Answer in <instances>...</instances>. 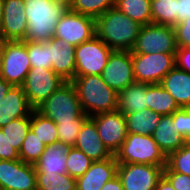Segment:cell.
<instances>
[{
    "label": "cell",
    "mask_w": 190,
    "mask_h": 190,
    "mask_svg": "<svg viewBox=\"0 0 190 190\" xmlns=\"http://www.w3.org/2000/svg\"><path fill=\"white\" fill-rule=\"evenodd\" d=\"M163 176L171 183L175 190H190V176L172 171L167 165Z\"/></svg>",
    "instance_id": "obj_39"
},
{
    "label": "cell",
    "mask_w": 190,
    "mask_h": 190,
    "mask_svg": "<svg viewBox=\"0 0 190 190\" xmlns=\"http://www.w3.org/2000/svg\"><path fill=\"white\" fill-rule=\"evenodd\" d=\"M4 43H5V39L3 38L2 34L0 33V51H2Z\"/></svg>",
    "instance_id": "obj_49"
},
{
    "label": "cell",
    "mask_w": 190,
    "mask_h": 190,
    "mask_svg": "<svg viewBox=\"0 0 190 190\" xmlns=\"http://www.w3.org/2000/svg\"><path fill=\"white\" fill-rule=\"evenodd\" d=\"M70 146L61 141L46 146L40 159L34 164L35 172L67 174L66 160Z\"/></svg>",
    "instance_id": "obj_20"
},
{
    "label": "cell",
    "mask_w": 190,
    "mask_h": 190,
    "mask_svg": "<svg viewBox=\"0 0 190 190\" xmlns=\"http://www.w3.org/2000/svg\"><path fill=\"white\" fill-rule=\"evenodd\" d=\"M114 7L142 26L152 23L151 0H115Z\"/></svg>",
    "instance_id": "obj_26"
},
{
    "label": "cell",
    "mask_w": 190,
    "mask_h": 190,
    "mask_svg": "<svg viewBox=\"0 0 190 190\" xmlns=\"http://www.w3.org/2000/svg\"><path fill=\"white\" fill-rule=\"evenodd\" d=\"M50 43L51 69L63 80L71 81L75 77V46L53 37Z\"/></svg>",
    "instance_id": "obj_17"
},
{
    "label": "cell",
    "mask_w": 190,
    "mask_h": 190,
    "mask_svg": "<svg viewBox=\"0 0 190 190\" xmlns=\"http://www.w3.org/2000/svg\"><path fill=\"white\" fill-rule=\"evenodd\" d=\"M118 162L115 156L93 161L90 168L76 178V190H101L103 185L117 176Z\"/></svg>",
    "instance_id": "obj_16"
},
{
    "label": "cell",
    "mask_w": 190,
    "mask_h": 190,
    "mask_svg": "<svg viewBox=\"0 0 190 190\" xmlns=\"http://www.w3.org/2000/svg\"><path fill=\"white\" fill-rule=\"evenodd\" d=\"M101 190H124L122 182L118 176L114 177L112 180L106 182Z\"/></svg>",
    "instance_id": "obj_45"
},
{
    "label": "cell",
    "mask_w": 190,
    "mask_h": 190,
    "mask_svg": "<svg viewBox=\"0 0 190 190\" xmlns=\"http://www.w3.org/2000/svg\"><path fill=\"white\" fill-rule=\"evenodd\" d=\"M174 98L179 107L190 108V74L176 66L159 83Z\"/></svg>",
    "instance_id": "obj_21"
},
{
    "label": "cell",
    "mask_w": 190,
    "mask_h": 190,
    "mask_svg": "<svg viewBox=\"0 0 190 190\" xmlns=\"http://www.w3.org/2000/svg\"><path fill=\"white\" fill-rule=\"evenodd\" d=\"M0 77L13 86H22L31 65L27 53V41H5Z\"/></svg>",
    "instance_id": "obj_10"
},
{
    "label": "cell",
    "mask_w": 190,
    "mask_h": 190,
    "mask_svg": "<svg viewBox=\"0 0 190 190\" xmlns=\"http://www.w3.org/2000/svg\"><path fill=\"white\" fill-rule=\"evenodd\" d=\"M24 4L28 22L25 41L47 42L52 39L57 21L68 6L54 0H24Z\"/></svg>",
    "instance_id": "obj_3"
},
{
    "label": "cell",
    "mask_w": 190,
    "mask_h": 190,
    "mask_svg": "<svg viewBox=\"0 0 190 190\" xmlns=\"http://www.w3.org/2000/svg\"><path fill=\"white\" fill-rule=\"evenodd\" d=\"M63 83L65 80L52 69L31 67L22 88L29 104L35 109Z\"/></svg>",
    "instance_id": "obj_11"
},
{
    "label": "cell",
    "mask_w": 190,
    "mask_h": 190,
    "mask_svg": "<svg viewBox=\"0 0 190 190\" xmlns=\"http://www.w3.org/2000/svg\"><path fill=\"white\" fill-rule=\"evenodd\" d=\"M147 108L160 115H171L180 107L160 84H147Z\"/></svg>",
    "instance_id": "obj_24"
},
{
    "label": "cell",
    "mask_w": 190,
    "mask_h": 190,
    "mask_svg": "<svg viewBox=\"0 0 190 190\" xmlns=\"http://www.w3.org/2000/svg\"><path fill=\"white\" fill-rule=\"evenodd\" d=\"M13 160H0V190H12Z\"/></svg>",
    "instance_id": "obj_41"
},
{
    "label": "cell",
    "mask_w": 190,
    "mask_h": 190,
    "mask_svg": "<svg viewBox=\"0 0 190 190\" xmlns=\"http://www.w3.org/2000/svg\"><path fill=\"white\" fill-rule=\"evenodd\" d=\"M27 25L24 0H4L0 33L5 41H25Z\"/></svg>",
    "instance_id": "obj_15"
},
{
    "label": "cell",
    "mask_w": 190,
    "mask_h": 190,
    "mask_svg": "<svg viewBox=\"0 0 190 190\" xmlns=\"http://www.w3.org/2000/svg\"><path fill=\"white\" fill-rule=\"evenodd\" d=\"M177 48L174 27L151 23L141 27L131 53H176Z\"/></svg>",
    "instance_id": "obj_6"
},
{
    "label": "cell",
    "mask_w": 190,
    "mask_h": 190,
    "mask_svg": "<svg viewBox=\"0 0 190 190\" xmlns=\"http://www.w3.org/2000/svg\"><path fill=\"white\" fill-rule=\"evenodd\" d=\"M90 118L96 124L101 141L115 155L128 135L125 115L116 110L99 113Z\"/></svg>",
    "instance_id": "obj_13"
},
{
    "label": "cell",
    "mask_w": 190,
    "mask_h": 190,
    "mask_svg": "<svg viewBox=\"0 0 190 190\" xmlns=\"http://www.w3.org/2000/svg\"><path fill=\"white\" fill-rule=\"evenodd\" d=\"M101 77L117 93L134 83L131 51L113 50L101 73Z\"/></svg>",
    "instance_id": "obj_14"
},
{
    "label": "cell",
    "mask_w": 190,
    "mask_h": 190,
    "mask_svg": "<svg viewBox=\"0 0 190 190\" xmlns=\"http://www.w3.org/2000/svg\"><path fill=\"white\" fill-rule=\"evenodd\" d=\"M13 87L12 84L0 77V101L5 97L7 92Z\"/></svg>",
    "instance_id": "obj_46"
},
{
    "label": "cell",
    "mask_w": 190,
    "mask_h": 190,
    "mask_svg": "<svg viewBox=\"0 0 190 190\" xmlns=\"http://www.w3.org/2000/svg\"><path fill=\"white\" fill-rule=\"evenodd\" d=\"M114 156L118 163H139L155 166H166L167 164V156L154 141L152 135L128 133Z\"/></svg>",
    "instance_id": "obj_5"
},
{
    "label": "cell",
    "mask_w": 190,
    "mask_h": 190,
    "mask_svg": "<svg viewBox=\"0 0 190 190\" xmlns=\"http://www.w3.org/2000/svg\"><path fill=\"white\" fill-rule=\"evenodd\" d=\"M37 112L55 121L87 120L71 81H65L48 99L35 108Z\"/></svg>",
    "instance_id": "obj_4"
},
{
    "label": "cell",
    "mask_w": 190,
    "mask_h": 190,
    "mask_svg": "<svg viewBox=\"0 0 190 190\" xmlns=\"http://www.w3.org/2000/svg\"><path fill=\"white\" fill-rule=\"evenodd\" d=\"M95 35L96 19L67 9L57 21L53 37L76 47Z\"/></svg>",
    "instance_id": "obj_8"
},
{
    "label": "cell",
    "mask_w": 190,
    "mask_h": 190,
    "mask_svg": "<svg viewBox=\"0 0 190 190\" xmlns=\"http://www.w3.org/2000/svg\"><path fill=\"white\" fill-rule=\"evenodd\" d=\"M2 62H3V53H2V51H0V75H1V71H2Z\"/></svg>",
    "instance_id": "obj_51"
},
{
    "label": "cell",
    "mask_w": 190,
    "mask_h": 190,
    "mask_svg": "<svg viewBox=\"0 0 190 190\" xmlns=\"http://www.w3.org/2000/svg\"><path fill=\"white\" fill-rule=\"evenodd\" d=\"M12 190H37L34 164L13 160Z\"/></svg>",
    "instance_id": "obj_27"
},
{
    "label": "cell",
    "mask_w": 190,
    "mask_h": 190,
    "mask_svg": "<svg viewBox=\"0 0 190 190\" xmlns=\"http://www.w3.org/2000/svg\"><path fill=\"white\" fill-rule=\"evenodd\" d=\"M172 171L190 176V142L167 156V164Z\"/></svg>",
    "instance_id": "obj_36"
},
{
    "label": "cell",
    "mask_w": 190,
    "mask_h": 190,
    "mask_svg": "<svg viewBox=\"0 0 190 190\" xmlns=\"http://www.w3.org/2000/svg\"><path fill=\"white\" fill-rule=\"evenodd\" d=\"M45 148L46 145L30 128L19 151V159L24 163L35 164L40 159Z\"/></svg>",
    "instance_id": "obj_33"
},
{
    "label": "cell",
    "mask_w": 190,
    "mask_h": 190,
    "mask_svg": "<svg viewBox=\"0 0 190 190\" xmlns=\"http://www.w3.org/2000/svg\"><path fill=\"white\" fill-rule=\"evenodd\" d=\"M141 27L116 7L96 19V35L112 50L131 51Z\"/></svg>",
    "instance_id": "obj_1"
},
{
    "label": "cell",
    "mask_w": 190,
    "mask_h": 190,
    "mask_svg": "<svg viewBox=\"0 0 190 190\" xmlns=\"http://www.w3.org/2000/svg\"><path fill=\"white\" fill-rule=\"evenodd\" d=\"M33 110L22 86H13L0 101V128L14 119L29 116Z\"/></svg>",
    "instance_id": "obj_19"
},
{
    "label": "cell",
    "mask_w": 190,
    "mask_h": 190,
    "mask_svg": "<svg viewBox=\"0 0 190 190\" xmlns=\"http://www.w3.org/2000/svg\"><path fill=\"white\" fill-rule=\"evenodd\" d=\"M176 67L190 74V47H178L175 55Z\"/></svg>",
    "instance_id": "obj_43"
},
{
    "label": "cell",
    "mask_w": 190,
    "mask_h": 190,
    "mask_svg": "<svg viewBox=\"0 0 190 190\" xmlns=\"http://www.w3.org/2000/svg\"><path fill=\"white\" fill-rule=\"evenodd\" d=\"M0 160H19V151L12 147L0 129Z\"/></svg>",
    "instance_id": "obj_42"
},
{
    "label": "cell",
    "mask_w": 190,
    "mask_h": 190,
    "mask_svg": "<svg viewBox=\"0 0 190 190\" xmlns=\"http://www.w3.org/2000/svg\"><path fill=\"white\" fill-rule=\"evenodd\" d=\"M27 53L31 67L51 69L50 43L27 41Z\"/></svg>",
    "instance_id": "obj_34"
},
{
    "label": "cell",
    "mask_w": 190,
    "mask_h": 190,
    "mask_svg": "<svg viewBox=\"0 0 190 190\" xmlns=\"http://www.w3.org/2000/svg\"><path fill=\"white\" fill-rule=\"evenodd\" d=\"M115 6V0H72L68 9L97 19Z\"/></svg>",
    "instance_id": "obj_32"
},
{
    "label": "cell",
    "mask_w": 190,
    "mask_h": 190,
    "mask_svg": "<svg viewBox=\"0 0 190 190\" xmlns=\"http://www.w3.org/2000/svg\"><path fill=\"white\" fill-rule=\"evenodd\" d=\"M93 160L79 149L70 147L67 153L66 169L67 174L78 178L82 176L91 166Z\"/></svg>",
    "instance_id": "obj_35"
},
{
    "label": "cell",
    "mask_w": 190,
    "mask_h": 190,
    "mask_svg": "<svg viewBox=\"0 0 190 190\" xmlns=\"http://www.w3.org/2000/svg\"><path fill=\"white\" fill-rule=\"evenodd\" d=\"M30 128L46 146L58 141L57 124L35 109L31 112Z\"/></svg>",
    "instance_id": "obj_29"
},
{
    "label": "cell",
    "mask_w": 190,
    "mask_h": 190,
    "mask_svg": "<svg viewBox=\"0 0 190 190\" xmlns=\"http://www.w3.org/2000/svg\"><path fill=\"white\" fill-rule=\"evenodd\" d=\"M54 1L62 2V3H64L65 5L69 6V4L71 3L72 0H54Z\"/></svg>",
    "instance_id": "obj_50"
},
{
    "label": "cell",
    "mask_w": 190,
    "mask_h": 190,
    "mask_svg": "<svg viewBox=\"0 0 190 190\" xmlns=\"http://www.w3.org/2000/svg\"><path fill=\"white\" fill-rule=\"evenodd\" d=\"M152 136L166 156L187 143L184 137L176 132L175 123H173V114L161 116L159 124L156 126Z\"/></svg>",
    "instance_id": "obj_22"
},
{
    "label": "cell",
    "mask_w": 190,
    "mask_h": 190,
    "mask_svg": "<svg viewBox=\"0 0 190 190\" xmlns=\"http://www.w3.org/2000/svg\"><path fill=\"white\" fill-rule=\"evenodd\" d=\"M176 53H132L135 82L159 84L175 66Z\"/></svg>",
    "instance_id": "obj_7"
},
{
    "label": "cell",
    "mask_w": 190,
    "mask_h": 190,
    "mask_svg": "<svg viewBox=\"0 0 190 190\" xmlns=\"http://www.w3.org/2000/svg\"><path fill=\"white\" fill-rule=\"evenodd\" d=\"M74 147L93 161H102L114 156L101 141L96 124L90 117L83 123Z\"/></svg>",
    "instance_id": "obj_18"
},
{
    "label": "cell",
    "mask_w": 190,
    "mask_h": 190,
    "mask_svg": "<svg viewBox=\"0 0 190 190\" xmlns=\"http://www.w3.org/2000/svg\"><path fill=\"white\" fill-rule=\"evenodd\" d=\"M30 127L31 114L26 117L14 119L0 129L3 131L4 135H6L10 145L20 151L24 138L30 130Z\"/></svg>",
    "instance_id": "obj_31"
},
{
    "label": "cell",
    "mask_w": 190,
    "mask_h": 190,
    "mask_svg": "<svg viewBox=\"0 0 190 190\" xmlns=\"http://www.w3.org/2000/svg\"><path fill=\"white\" fill-rule=\"evenodd\" d=\"M3 7H4V0H0V25L3 18Z\"/></svg>",
    "instance_id": "obj_48"
},
{
    "label": "cell",
    "mask_w": 190,
    "mask_h": 190,
    "mask_svg": "<svg viewBox=\"0 0 190 190\" xmlns=\"http://www.w3.org/2000/svg\"><path fill=\"white\" fill-rule=\"evenodd\" d=\"M177 47H190V15L174 26Z\"/></svg>",
    "instance_id": "obj_40"
},
{
    "label": "cell",
    "mask_w": 190,
    "mask_h": 190,
    "mask_svg": "<svg viewBox=\"0 0 190 190\" xmlns=\"http://www.w3.org/2000/svg\"><path fill=\"white\" fill-rule=\"evenodd\" d=\"M190 15V0H177L176 24Z\"/></svg>",
    "instance_id": "obj_44"
},
{
    "label": "cell",
    "mask_w": 190,
    "mask_h": 190,
    "mask_svg": "<svg viewBox=\"0 0 190 190\" xmlns=\"http://www.w3.org/2000/svg\"><path fill=\"white\" fill-rule=\"evenodd\" d=\"M71 83L88 117L118 109V93L103 81L101 75L75 76Z\"/></svg>",
    "instance_id": "obj_2"
},
{
    "label": "cell",
    "mask_w": 190,
    "mask_h": 190,
    "mask_svg": "<svg viewBox=\"0 0 190 190\" xmlns=\"http://www.w3.org/2000/svg\"><path fill=\"white\" fill-rule=\"evenodd\" d=\"M37 190H76V178L68 174L36 172Z\"/></svg>",
    "instance_id": "obj_28"
},
{
    "label": "cell",
    "mask_w": 190,
    "mask_h": 190,
    "mask_svg": "<svg viewBox=\"0 0 190 190\" xmlns=\"http://www.w3.org/2000/svg\"><path fill=\"white\" fill-rule=\"evenodd\" d=\"M155 190H175L171 183L163 176L155 188Z\"/></svg>",
    "instance_id": "obj_47"
},
{
    "label": "cell",
    "mask_w": 190,
    "mask_h": 190,
    "mask_svg": "<svg viewBox=\"0 0 190 190\" xmlns=\"http://www.w3.org/2000/svg\"><path fill=\"white\" fill-rule=\"evenodd\" d=\"M86 120L55 121L57 124L58 141L73 147L78 139V134Z\"/></svg>",
    "instance_id": "obj_37"
},
{
    "label": "cell",
    "mask_w": 190,
    "mask_h": 190,
    "mask_svg": "<svg viewBox=\"0 0 190 190\" xmlns=\"http://www.w3.org/2000/svg\"><path fill=\"white\" fill-rule=\"evenodd\" d=\"M124 115L126 117L127 132L141 135H152L162 116L148 108Z\"/></svg>",
    "instance_id": "obj_25"
},
{
    "label": "cell",
    "mask_w": 190,
    "mask_h": 190,
    "mask_svg": "<svg viewBox=\"0 0 190 190\" xmlns=\"http://www.w3.org/2000/svg\"><path fill=\"white\" fill-rule=\"evenodd\" d=\"M173 123H175L176 132L190 142V108L180 107L173 113Z\"/></svg>",
    "instance_id": "obj_38"
},
{
    "label": "cell",
    "mask_w": 190,
    "mask_h": 190,
    "mask_svg": "<svg viewBox=\"0 0 190 190\" xmlns=\"http://www.w3.org/2000/svg\"><path fill=\"white\" fill-rule=\"evenodd\" d=\"M97 35L75 48V76L101 75L112 53Z\"/></svg>",
    "instance_id": "obj_9"
},
{
    "label": "cell",
    "mask_w": 190,
    "mask_h": 190,
    "mask_svg": "<svg viewBox=\"0 0 190 190\" xmlns=\"http://www.w3.org/2000/svg\"><path fill=\"white\" fill-rule=\"evenodd\" d=\"M147 109V83L134 82L118 93V111L123 114Z\"/></svg>",
    "instance_id": "obj_23"
},
{
    "label": "cell",
    "mask_w": 190,
    "mask_h": 190,
    "mask_svg": "<svg viewBox=\"0 0 190 190\" xmlns=\"http://www.w3.org/2000/svg\"><path fill=\"white\" fill-rule=\"evenodd\" d=\"M177 0H151L152 23L176 25Z\"/></svg>",
    "instance_id": "obj_30"
},
{
    "label": "cell",
    "mask_w": 190,
    "mask_h": 190,
    "mask_svg": "<svg viewBox=\"0 0 190 190\" xmlns=\"http://www.w3.org/2000/svg\"><path fill=\"white\" fill-rule=\"evenodd\" d=\"M165 166L118 163L117 176L124 190H155Z\"/></svg>",
    "instance_id": "obj_12"
}]
</instances>
